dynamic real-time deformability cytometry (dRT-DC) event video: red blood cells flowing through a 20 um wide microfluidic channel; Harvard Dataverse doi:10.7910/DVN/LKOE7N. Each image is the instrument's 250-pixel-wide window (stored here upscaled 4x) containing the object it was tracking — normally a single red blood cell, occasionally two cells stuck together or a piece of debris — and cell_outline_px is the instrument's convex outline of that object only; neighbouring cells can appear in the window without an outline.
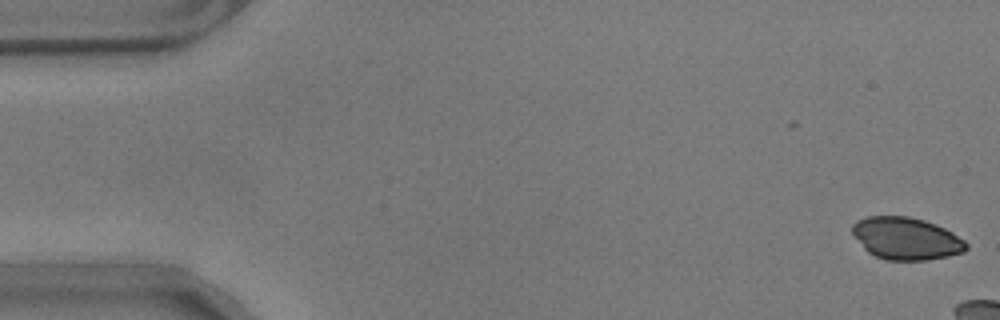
{"species": "common noctule bat (a hibernating species)", "species_latin": "Nyctalus noctula", "temperature_condition": "warm", "stored_images_in_passage": 10, "camera_frame_rate_fps": 3000, "um_per_image_px": 0.085, "animal": {"sex": "male", "body_mass_g": 17.9}, "frame": {"image": 1, "passage_image": 1, "time_ms": 0.0, "image_size_px": [1000, 320], "cell_outline_px": [[968, 248], [964, 252], [948, 256], [924, 260], [884, 260], [868, 252], [864, 248], [852, 232], [852, 224], [856, 220], [868, 216], [908, 216], [924, 220], [936, 224], [952, 232], [964, 240], [968, 244]], "centroid_in_image_um": [77.03, 20.27], "position_along_channel_um": 8.0, "area_um2": 28.09}}